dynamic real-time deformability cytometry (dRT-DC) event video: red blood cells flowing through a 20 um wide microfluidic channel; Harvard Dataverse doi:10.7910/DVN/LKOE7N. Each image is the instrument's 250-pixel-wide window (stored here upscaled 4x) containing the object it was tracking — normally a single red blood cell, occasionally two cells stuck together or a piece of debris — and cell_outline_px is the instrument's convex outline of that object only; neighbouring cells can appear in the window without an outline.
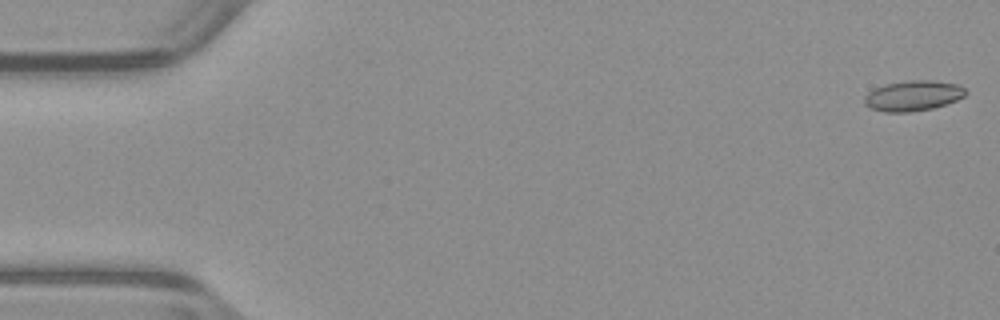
{"species": "common noctule bat (a hibernating species)", "species_latin": "Nyctalus noctula", "temperature_condition": "warm", "stored_images_in_passage": 53, "camera_frame_rate_fps": 3000, "um_per_image_px": 0.085, "animal": {"sex": "male", "body_mass_g": 23.1, "forearm_length_mm": 52.7}, "frame": {"image": 1, "passage_image": 1, "time_ms": 0.0, "image_size_px": [1000, 320], "cell_outline_px": [[968, 92], [964, 96], [956, 100], [932, 108], [912, 112], [884, 112], [872, 108], [864, 104], [864, 96], [868, 92], [884, 84], [904, 80], [932, 80], [960, 84]], "centroid_in_image_um": [77.61, 8.12], "position_along_channel_um": 7.4, "area_um2": 18.03}}
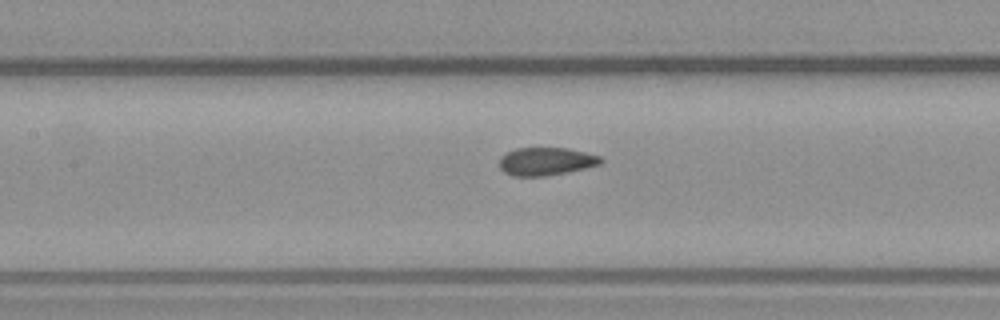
{"frame": {"image": 2, "passage_image": 24, "time_ms": 7.667, "image_size_px": [1000, 320], "cell_outline_px": [[604, 160], [600, 164], [568, 172], [544, 176], [512, 176], [504, 172], [500, 168], [500, 156], [516, 148], [568, 148], [600, 156]], "centroid_in_image_um": [46.4, 13.72], "position_along_channel_um": 161.0, "area_um2": 16.47}}
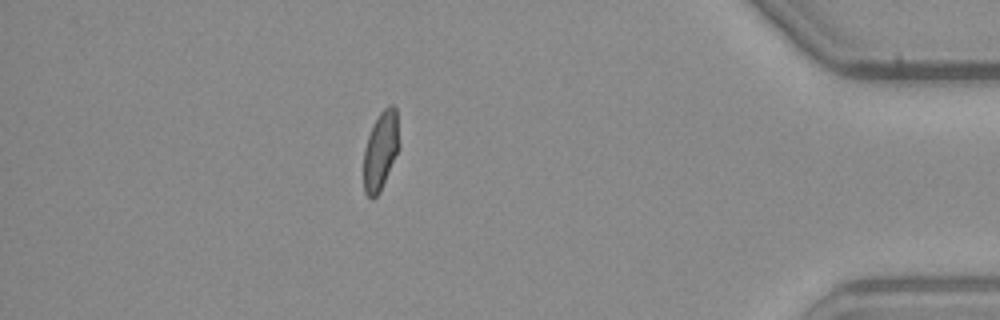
{"frame": {"image": 3, "passage_image": 46, "time_ms": 15.0, "image_size_px": [1000, 320], "cell_outline_px": [[400, 148], [380, 192], [372, 200], [364, 192], [364, 148], [368, 136], [380, 112], [388, 104], [392, 104], [396, 108], [400, 144]], "centroid_in_image_um": [32.37, 12.81], "position_along_channel_um": 402.8, "area_um2": 16.42}, "authors_computed_cell_mechanics": {"area_um2": 16.9354, "velocity_mm_per_s": 3.9412, "shape_relaxation_time_tau1_ms": 5.1722, "shape_relaxation_time_tau2_ms": 0.7849, "deformation_change_tau1": 0.1454, "deformation_change_tau2": 0.0549}}